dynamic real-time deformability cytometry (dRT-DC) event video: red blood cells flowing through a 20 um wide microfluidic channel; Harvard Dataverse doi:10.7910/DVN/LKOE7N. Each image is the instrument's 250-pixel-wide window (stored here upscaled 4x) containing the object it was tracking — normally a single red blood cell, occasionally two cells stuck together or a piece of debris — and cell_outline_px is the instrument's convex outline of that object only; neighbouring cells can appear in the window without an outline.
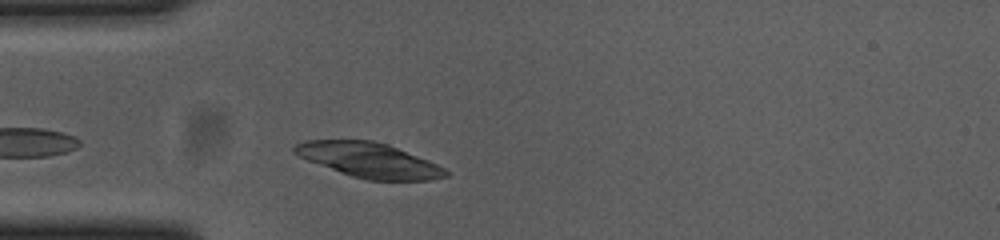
{"species": "common noctule bat (a hibernating species)", "species_latin": "Nyctalus noctula", "temperature_condition": "cold", "stored_images_in_passage": 35, "camera_frame_rate_fps": 3000, "um_per_image_px": 0.085, "animal": {"sex": "female", "body_mass_g": 23.0, "forearm_length_mm": 53.4}, "frame": {"image": 1, "passage_image": 5, "time_ms": 1.333, "image_size_px": [1000, 240], "cell_outline_px": [[448, 176], [432, 180], [368, 180], [352, 176], [340, 172], [308, 160], [292, 152], [292, 148], [296, 144], [304, 140], [372, 140], [388, 144], [428, 160], [444, 168], [448, 172]], "centroid_in_image_um": [31.37, 13.6], "position_along_channel_um": 53.6, "area_um2": 30.46}}